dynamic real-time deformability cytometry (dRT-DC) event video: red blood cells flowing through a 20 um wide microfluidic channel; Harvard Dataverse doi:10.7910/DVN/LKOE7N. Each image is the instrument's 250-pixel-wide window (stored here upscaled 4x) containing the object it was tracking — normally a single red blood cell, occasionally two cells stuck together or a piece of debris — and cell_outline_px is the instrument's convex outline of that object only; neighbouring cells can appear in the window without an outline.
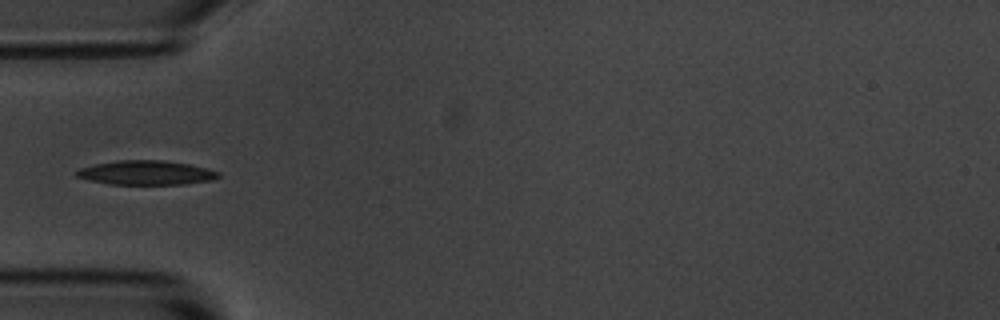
{"species": "common noctule bat (a hibernating species)", "species_latin": "Nyctalus noctula", "temperature_condition": "room temperature", "stored_images_in_passage": 6, "camera_frame_rate_fps": 3000, "um_per_image_px": 0.085, "animal": {"sex": "male", "body_mass_g": 20.1, "forearm_length_mm": 53.5}, "frame": {"image": 1, "passage_image": 3, "time_ms": 2.333, "image_size_px": [1000, 320], "cell_outline_px": [[220, 176], [212, 180], [184, 184], [108, 184], [76, 176], [76, 172], [80, 168], [96, 164], [120, 160], [164, 160], [188, 164], [208, 168], [220, 172]], "centroid_in_image_um": [12.48, 14.68], "position_along_channel_um": 72.5, "area_um2": 19.88}}
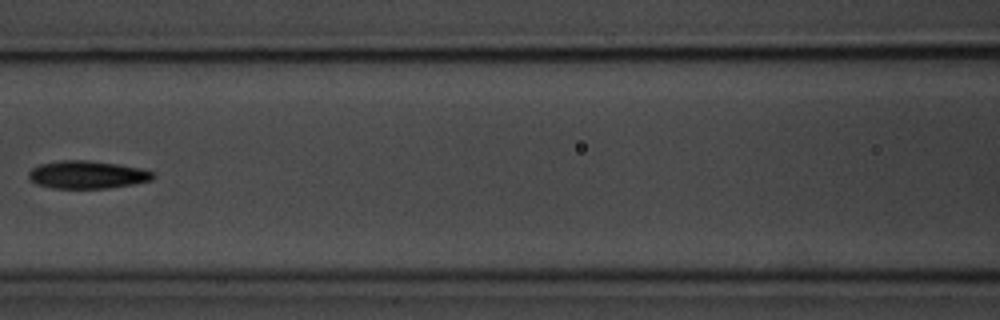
{"frame": {"image": 2, "passage_image": 5, "time_ms": 4.667, "image_size_px": [1000, 320], "cell_outline_px": [[156, 176], [152, 180], [132, 184], [108, 188], [52, 188], [36, 184], [28, 176], [28, 172], [32, 168], [40, 164], [60, 160], [88, 160], [116, 164], [140, 168], [156, 172]], "centroid_in_image_um": [7.43, 14.84], "position_along_channel_um": 159.2, "area_um2": 20.17}}
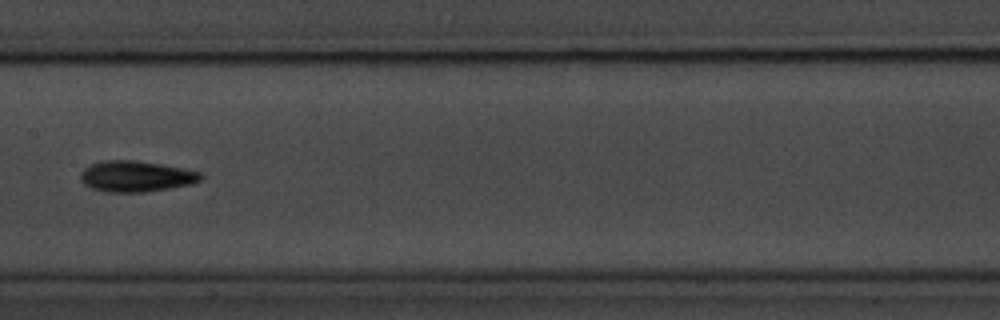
{"frame": {"image": 3, "passage_image": 6, "time_ms": 5.667, "image_size_px": [1000, 320], "cell_outline_px": [[204, 176], [200, 180], [192, 184], [144, 192], [108, 192], [92, 188], [84, 184], [80, 180], [80, 172], [88, 164], [104, 160], [136, 160], [160, 164], [200, 172]], "centroid_in_image_um": [11.52, 14.98], "position_along_channel_um": 195.9, "area_um2": 21.68}}